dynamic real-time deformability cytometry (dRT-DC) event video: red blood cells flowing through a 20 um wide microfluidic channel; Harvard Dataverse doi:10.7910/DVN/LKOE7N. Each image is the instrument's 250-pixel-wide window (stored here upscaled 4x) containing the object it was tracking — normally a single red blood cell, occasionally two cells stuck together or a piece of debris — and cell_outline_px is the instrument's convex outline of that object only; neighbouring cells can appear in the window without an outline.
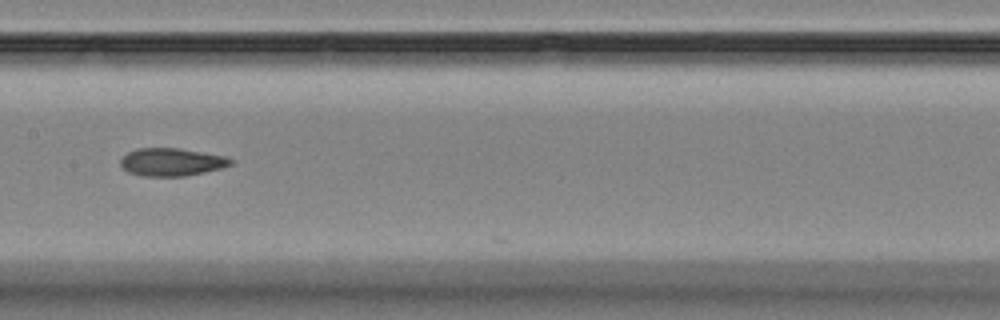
{"species": "Egyptian fruit bat (a non-hibernating species)", "species_latin": "Rousettus aegyptiacus", "temperature_condition": "room temperature", "stored_images_in_passage": 7, "camera_frame_rate_fps": 3000, "um_per_image_px": 0.085, "animal": {"sex": "female"}, "frame": {"image": 1, "passage_image": 5, "time_ms": 4.667, "image_size_px": [1000, 320], "cell_outline_px": [[232, 164], [220, 168], [204, 172], [184, 176], [144, 176], [128, 172], [120, 164], [120, 160], [128, 152], [136, 148], [176, 148], [224, 156], [232, 160]], "centroid_in_image_um": [14.54, 13.77], "position_along_channel_um": 192.9, "area_um2": 17.57}}
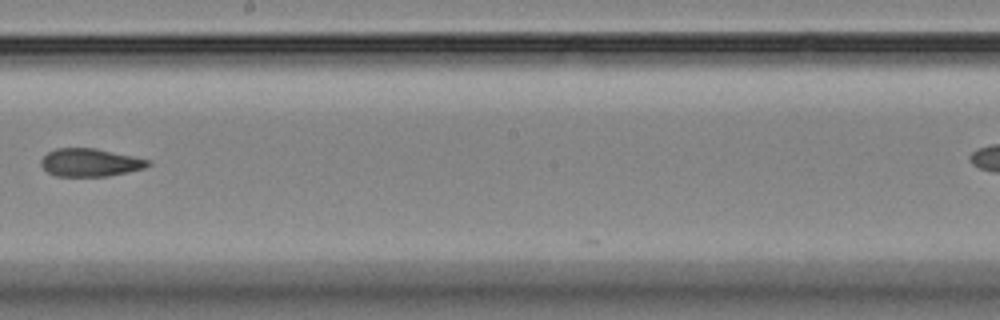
{"frame": {"image": 2, "passage_image": 6, "time_ms": 6.0, "image_size_px": [1000, 320], "cell_outline_px": [[152, 164], [144, 168], [108, 176], [56, 176], [48, 172], [40, 164], [40, 160], [48, 152], [56, 148], [96, 148], [152, 160]], "centroid_in_image_um": [7.68, 13.81], "position_along_channel_um": 240.5, "area_um2": 17.46}}